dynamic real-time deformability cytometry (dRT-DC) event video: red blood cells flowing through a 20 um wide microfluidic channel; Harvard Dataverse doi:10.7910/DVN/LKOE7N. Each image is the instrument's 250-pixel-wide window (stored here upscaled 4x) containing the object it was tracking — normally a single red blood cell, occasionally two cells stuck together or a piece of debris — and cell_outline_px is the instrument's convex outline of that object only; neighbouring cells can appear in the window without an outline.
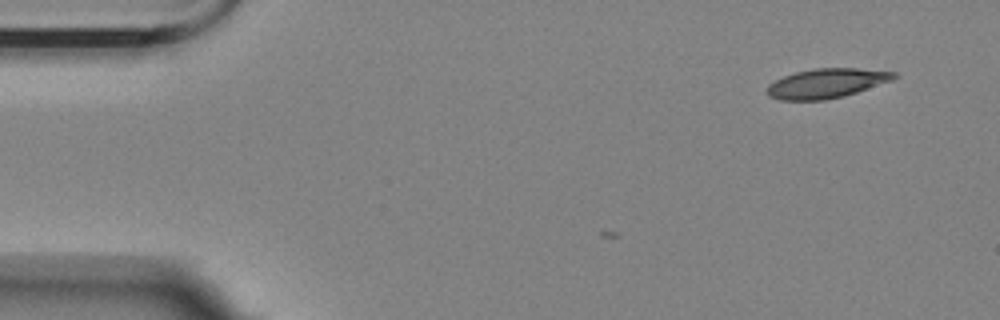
{"species": "Egyptian fruit bat (a non-hibernating species)", "species_latin": "Rousettus aegyptiacus", "temperature_condition": "room temperature", "stored_images_in_passage": 2, "camera_frame_rate_fps": 3000, "um_per_image_px": 0.085, "animal": {"sex": "female"}, "frame": {"image": 1, "passage_image": 2, "time_ms": 0.333, "image_size_px": [1000, 320], "cell_outline_px": [[900, 76], [892, 80], [844, 96], [824, 100], [780, 100], [768, 96], [768, 84], [784, 76], [796, 72], [816, 68], [856, 68], [896, 72]], "centroid_in_image_um": [70.27, 7.08], "position_along_channel_um": 14.7, "area_um2": 21.68}}